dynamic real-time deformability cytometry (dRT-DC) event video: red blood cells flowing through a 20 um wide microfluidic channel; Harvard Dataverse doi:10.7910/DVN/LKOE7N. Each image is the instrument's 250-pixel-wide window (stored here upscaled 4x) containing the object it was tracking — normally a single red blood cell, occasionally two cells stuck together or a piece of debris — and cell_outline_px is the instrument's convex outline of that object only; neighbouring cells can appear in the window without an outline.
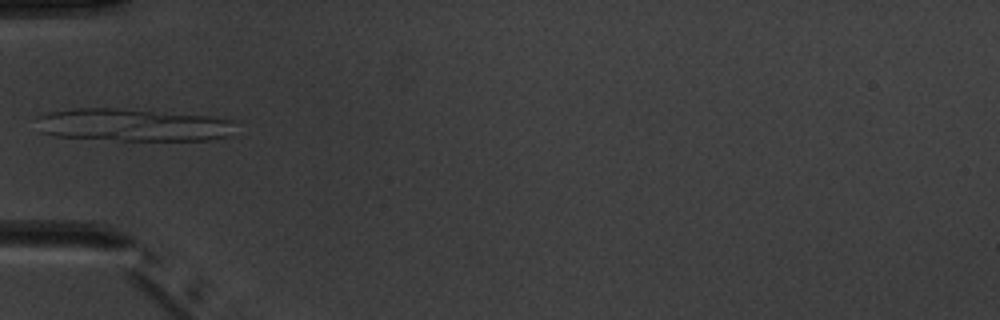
{"species": "common noctule bat (a hibernating species)", "species_latin": "Nyctalus noctula", "temperature_condition": "warm", "stored_images_in_passage": 5, "camera_frame_rate_fps": 3000, "um_per_image_px": 0.085, "animal": {"sex": "male", "body_mass_g": 20.1, "forearm_length_mm": 53.5}, "frame": {"image": 1, "passage_image": 5, "time_ms": 5.333, "image_size_px": [1000, 320], "cell_outline_px": [[232, 136], [212, 140], [120, 140], [52, 136], [40, 132], [36, 116], [48, 112], [72, 108], [116, 108], [212, 116], [232, 120]], "centroid_in_image_um": [11.26, 10.62], "position_along_channel_um": 73.7, "area_um2": 37.97}}